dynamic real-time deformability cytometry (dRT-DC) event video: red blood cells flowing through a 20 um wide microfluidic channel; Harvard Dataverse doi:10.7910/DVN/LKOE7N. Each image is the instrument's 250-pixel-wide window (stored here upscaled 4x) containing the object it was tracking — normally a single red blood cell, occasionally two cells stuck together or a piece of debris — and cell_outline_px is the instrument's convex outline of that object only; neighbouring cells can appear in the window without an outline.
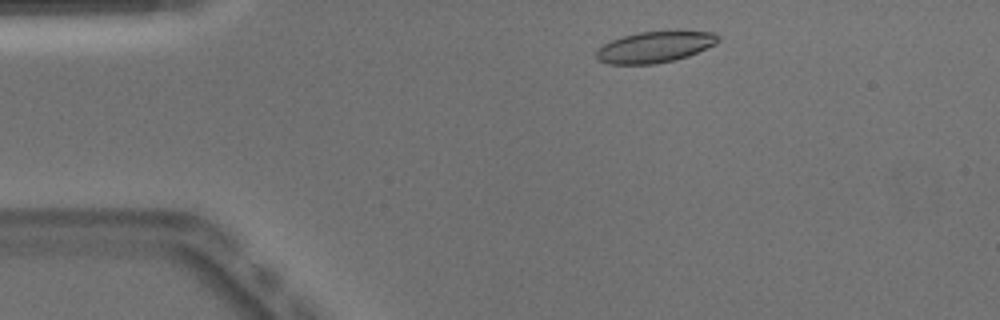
{"species": "Egyptian fruit bat (a non-hibernating species)", "species_latin": "Rousettus aegyptiacus", "temperature_condition": "warm", "stored_images_in_passage": 45, "camera_frame_rate_fps": 3000, "um_per_image_px": 0.085, "animal": {"sex": "male"}, "frame": {"image": 1, "passage_image": 4, "time_ms": 1.0, "image_size_px": [1000, 320], "cell_outline_px": [[720, 40], [716, 44], [688, 56], [672, 60], [652, 64], [608, 64], [600, 60], [596, 56], [596, 52], [604, 44], [612, 40], [624, 36], [640, 32], [680, 28], [712, 32], [720, 36]], "centroid_in_image_um": [55.76, 3.94], "position_along_channel_um": 29.2, "area_um2": 22.6}}
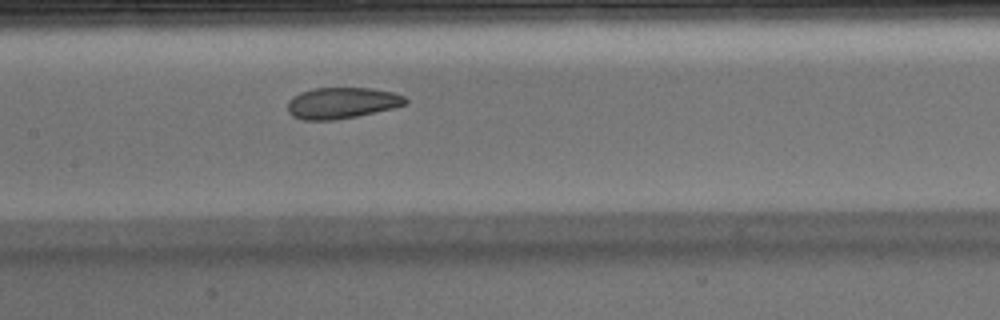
{"frame": {"image": 2, "passage_image": 19, "time_ms": 6.0, "image_size_px": [1000, 320], "cell_outline_px": [[408, 104], [392, 108], [356, 116], [332, 120], [304, 120], [292, 116], [288, 112], [288, 100], [292, 96], [300, 92], [312, 88], [372, 88], [392, 92], [404, 96], [408, 100]], "centroid_in_image_um": [29.04, 8.74], "position_along_channel_um": 178.4, "area_um2": 21.44}}
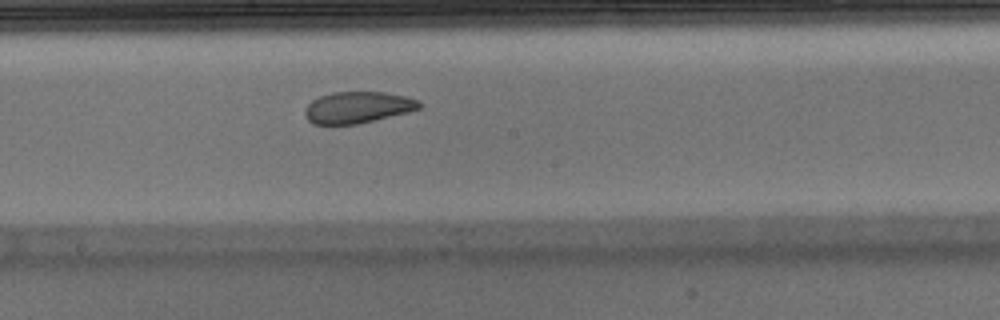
{"frame": {"image": 3, "passage_image": 22, "time_ms": 7.0, "image_size_px": [1000, 320], "cell_outline_px": [[420, 108], [408, 112], [356, 124], [312, 124], [304, 116], [304, 108], [312, 100], [320, 96], [332, 92], [384, 92], [408, 96], [420, 100]], "centroid_in_image_um": [30.38, 9.12], "position_along_channel_um": 217.8, "area_um2": 21.04}, "authors_computed_cell_mechanics": {"area_um2": 22.7154, "velocity_mm_per_s": 3.9576, "shape_relaxation_time_tau1_ms": 10.8501, "shape_relaxation_time_tau2_ms": 2.1474, "deformation_change_tau1": 0.2216, "deformation_change_tau2": 0.0824}}